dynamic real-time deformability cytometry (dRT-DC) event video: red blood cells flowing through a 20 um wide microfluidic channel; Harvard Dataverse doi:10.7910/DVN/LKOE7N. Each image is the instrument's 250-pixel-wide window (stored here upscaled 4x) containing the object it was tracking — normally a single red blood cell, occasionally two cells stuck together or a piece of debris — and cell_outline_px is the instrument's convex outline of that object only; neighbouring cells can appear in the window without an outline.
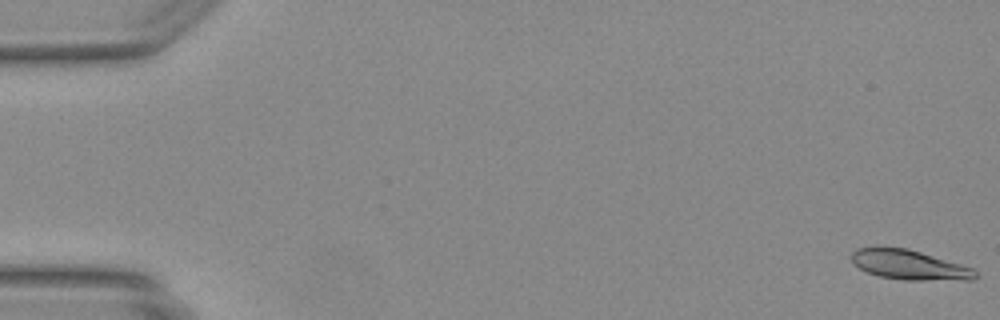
{"species": "Egyptian fruit bat (a non-hibernating species)", "species_latin": "Rousettus aegyptiacus", "temperature_condition": "warm", "stored_images_in_passage": 49, "camera_frame_rate_fps": 3000, "um_per_image_px": 0.085, "animal": {"sex": "female"}, "frame": {"image": 1, "passage_image": 1, "time_ms": 0.0, "image_size_px": [1000, 320], "cell_outline_px": [[976, 276], [972, 280], [904, 280], [880, 276], [868, 272], [852, 264], [852, 252], [856, 248], [876, 244], [908, 248], [976, 268]], "centroid_in_image_um": [77.26, 22.47], "position_along_channel_um": 7.7, "area_um2": 22.14}}
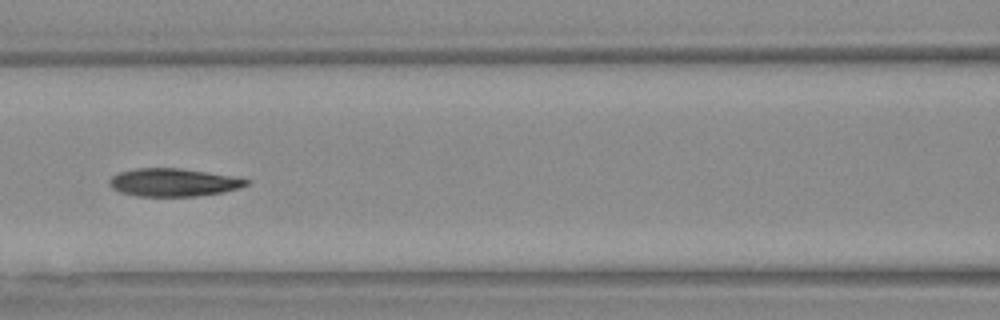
{"frame": {"image": 2, "passage_image": 22, "time_ms": 7.0, "image_size_px": [1000, 320], "cell_outline_px": [[252, 180], [248, 184], [240, 188], [224, 192], [196, 196], [136, 196], [120, 192], [112, 188], [108, 184], [108, 180], [112, 176], [120, 172], [136, 168], [180, 168], [232, 176]], "centroid_in_image_um": [14.74, 15.51], "position_along_channel_um": 151.9, "area_um2": 22.37}}
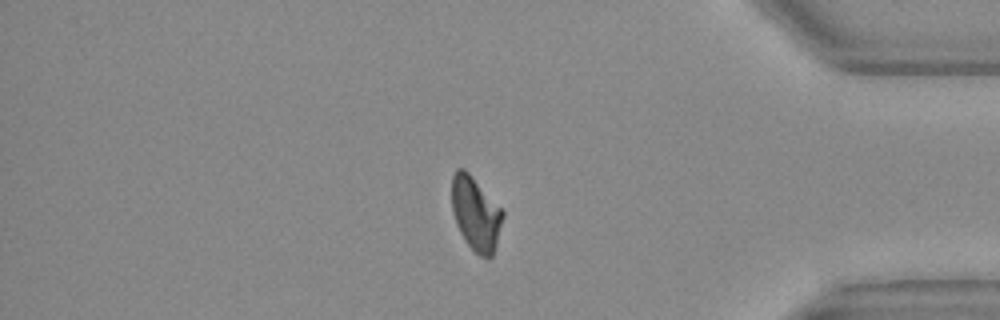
{"frame": {"image": 3, "passage_image": 41, "time_ms": 13.333, "image_size_px": [1000, 320], "cell_outline_px": [[504, 216], [496, 244], [492, 256], [488, 260], [480, 256], [464, 240], [456, 224], [452, 212], [452, 176], [456, 168], [464, 168], [468, 172], [504, 212]], "centroid_in_image_um": [40.42, 18.17], "position_along_channel_um": 394.8, "area_um2": 21.73}}